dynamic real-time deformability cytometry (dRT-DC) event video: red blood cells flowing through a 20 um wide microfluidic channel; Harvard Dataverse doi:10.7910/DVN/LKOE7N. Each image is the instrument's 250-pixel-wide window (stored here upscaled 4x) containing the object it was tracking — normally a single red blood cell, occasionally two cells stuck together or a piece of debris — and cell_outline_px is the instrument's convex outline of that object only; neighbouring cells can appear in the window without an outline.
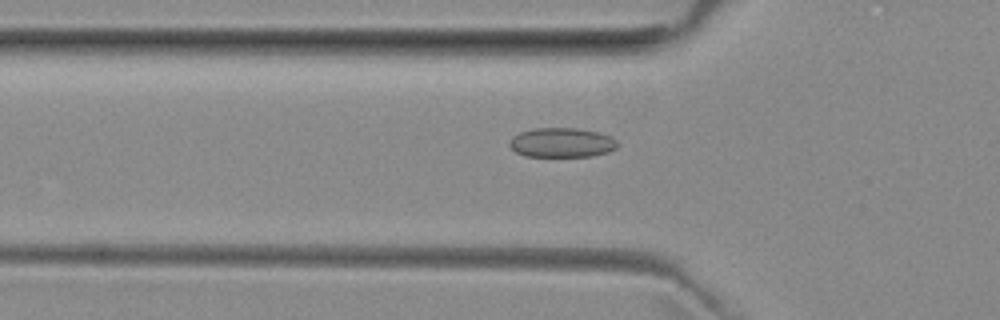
{"species": "common noctule bat (a hibernating species)", "species_latin": "Nyctalus noctula", "temperature_condition": "room temperature", "stored_images_in_passage": 49, "camera_frame_rate_fps": 3000, "um_per_image_px": 0.085, "animal": {"sex": "female", "body_mass_g": 29.2, "forearm_length_mm": 56.3}, "frame": {"image": 1, "passage_image": 17, "time_ms": 5.333, "image_size_px": [1000, 320], "cell_outline_px": [[620, 144], [616, 148], [608, 152], [592, 156], [524, 156], [516, 152], [508, 144], [512, 136], [520, 132], [532, 128], [576, 128], [600, 132], [612, 136]], "centroid_in_image_um": [47.77, 12.11], "position_along_channel_um": 78.0, "area_um2": 18.79}}
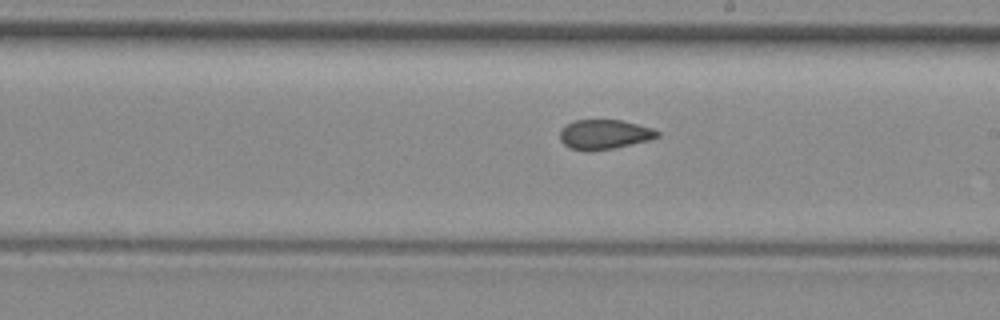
{"frame": {"image": 2, "passage_image": 29, "time_ms": 9.333, "image_size_px": [1000, 320], "cell_outline_px": [[660, 136], [648, 140], [616, 148], [584, 152], [568, 148], [560, 140], [560, 128], [572, 120], [620, 120], [652, 128], [660, 132]], "centroid_in_image_um": [51.32, 11.44], "position_along_channel_um": 237.7, "area_um2": 17.05}}
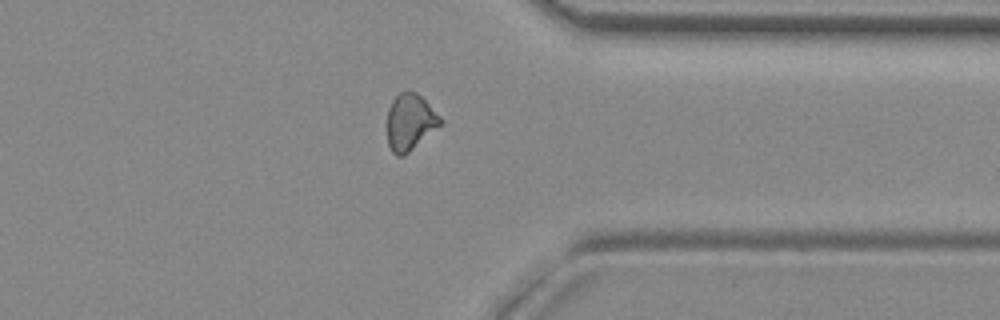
{"frame": {"image": 3, "passage_image": 40, "time_ms": 13.0, "image_size_px": [1000, 320], "cell_outline_px": [[444, 120], [440, 124], [408, 152], [400, 156], [396, 156], [392, 152], [388, 144], [388, 108], [392, 100], [400, 92], [416, 92]], "centroid_in_image_um": [34.83, 10.37], "position_along_channel_um": 376.6, "area_um2": 16.94}, "authors_computed_cell_mechanics": {"area_um2": 17.629, "velocity_mm_per_s": 3.976, "shape_relaxation_time_tau1_ms": null, "shape_relaxation_time_tau2_ms": 2.2603, "deformation_change_tau1": null, "deformation_change_tau2": 0.072}}